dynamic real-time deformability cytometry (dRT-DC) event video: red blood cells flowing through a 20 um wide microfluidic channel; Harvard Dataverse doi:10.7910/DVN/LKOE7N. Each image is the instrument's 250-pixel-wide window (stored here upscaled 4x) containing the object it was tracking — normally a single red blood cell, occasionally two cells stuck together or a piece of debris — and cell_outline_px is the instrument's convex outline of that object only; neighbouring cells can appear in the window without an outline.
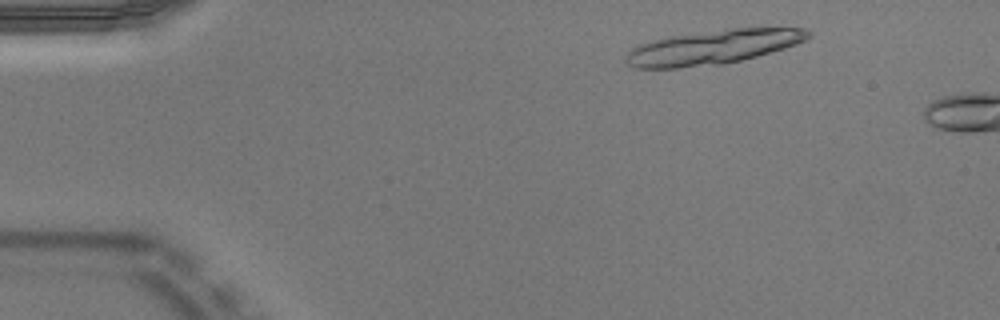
{"species": "Egyptian fruit bat (a non-hibernating species)", "species_latin": "Rousettus aegyptiacus", "temperature_condition": "warm", "stored_images_in_passage": 7, "camera_frame_rate_fps": 3000, "um_per_image_px": 0.085, "animal": {"sex": "male"}, "frame": {"image": 1, "passage_image": 4, "time_ms": 1.0, "image_size_px": [1000, 320], "cell_outline_px": [[812, 36], [796, 44], [772, 52], [724, 64], [676, 68], [636, 68], [628, 64], [624, 60], [628, 52], [632, 48], [640, 44], [652, 40], [668, 36], [732, 28], [804, 28], [812, 32]], "centroid_in_image_um": [60.6, 4.0], "position_along_channel_um": 24.4, "area_um2": 36.36}}